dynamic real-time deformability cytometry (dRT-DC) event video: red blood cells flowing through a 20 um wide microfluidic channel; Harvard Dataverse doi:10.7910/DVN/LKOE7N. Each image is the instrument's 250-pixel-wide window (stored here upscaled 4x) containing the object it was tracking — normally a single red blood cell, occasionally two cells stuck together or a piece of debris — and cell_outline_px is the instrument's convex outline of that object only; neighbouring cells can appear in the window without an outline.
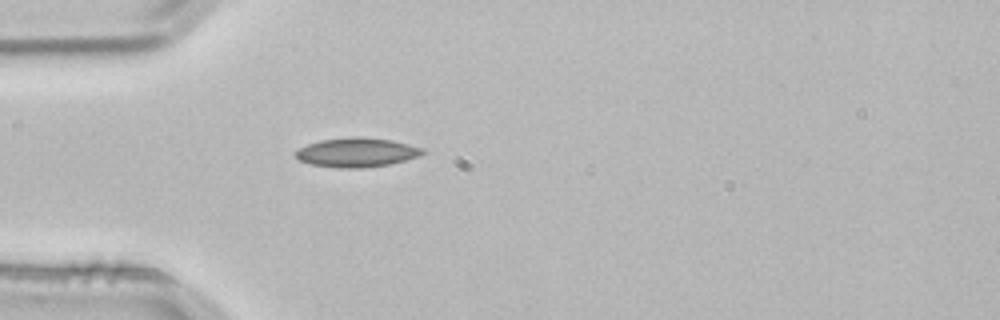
{"species": "common noctule bat (a hibernating species)", "species_latin": "Nyctalus noctula", "temperature_condition": "room temperature", "stored_images_in_passage": 2, "camera_frame_rate_fps": 3000, "um_per_image_px": 0.085, "animal": {"sex": "male", "body_mass_g": 21.5, "forearm_length_mm": 52.0}, "frame": {"image": 1, "passage_image": 2, "time_ms": 0.333, "image_size_px": [1000, 320], "cell_outline_px": [[424, 152], [420, 156], [388, 164], [364, 168], [336, 168], [312, 164], [300, 160], [296, 156], [296, 148], [320, 140], [356, 136], [360, 136], [392, 140], [424, 148]], "centroid_in_image_um": [30.32, 12.95], "position_along_channel_um": 54.7, "area_um2": 21.62}}